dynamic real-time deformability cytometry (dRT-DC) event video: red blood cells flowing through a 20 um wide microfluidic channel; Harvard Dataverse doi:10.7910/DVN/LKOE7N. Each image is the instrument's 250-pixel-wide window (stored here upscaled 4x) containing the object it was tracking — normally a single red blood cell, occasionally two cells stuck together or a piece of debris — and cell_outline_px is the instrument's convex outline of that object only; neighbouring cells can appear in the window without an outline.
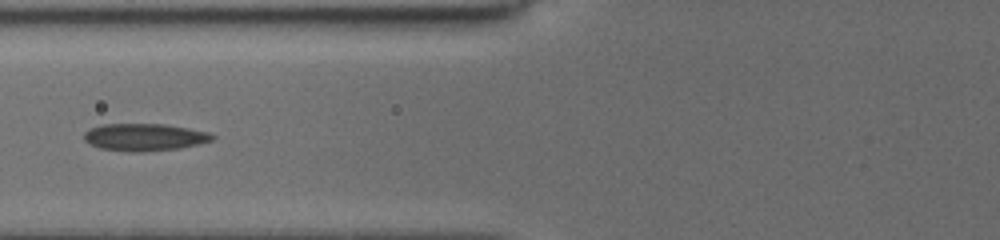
{"species": "common noctule bat (a hibernating species)", "species_latin": "Nyctalus noctula", "temperature_condition": "cold", "stored_images_in_passage": 9, "camera_frame_rate_fps": 3000, "um_per_image_px": 0.085, "animal": {"sex": "female", "body_mass_g": 19.5, "forearm_length_mm": 54.1}, "frame": {"image": 1, "passage_image": 7, "time_ms": 6.333, "image_size_px": [1000, 240], "cell_outline_px": [[216, 136], [212, 140], [200, 144], [180, 148], [144, 152], [132, 152], [100, 148], [88, 144], [84, 140], [84, 132], [88, 128], [100, 124], [164, 124], [188, 128], [208, 132]], "centroid_in_image_um": [12.25, 11.66], "position_along_channel_um": 113.6, "area_um2": 20.63}}
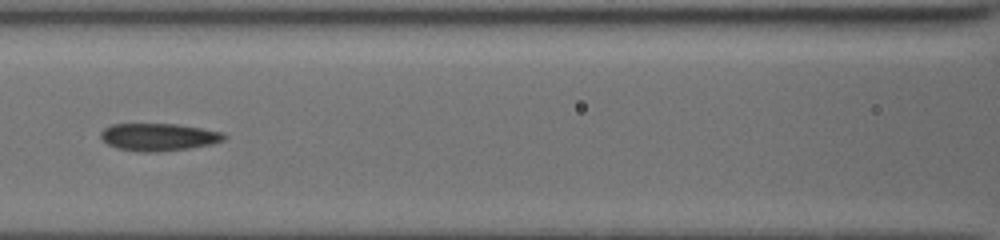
{"frame": {"image": 2, "passage_image": 8, "time_ms": 7.333, "image_size_px": [1000, 240], "cell_outline_px": [[228, 136], [224, 140], [212, 144], [188, 148], [156, 152], [140, 152], [116, 148], [108, 144], [100, 136], [100, 132], [104, 128], [112, 124], [176, 124], [224, 132]], "centroid_in_image_um": [13.49, 11.65], "position_along_channel_um": 153.1, "area_um2": 19.77}}
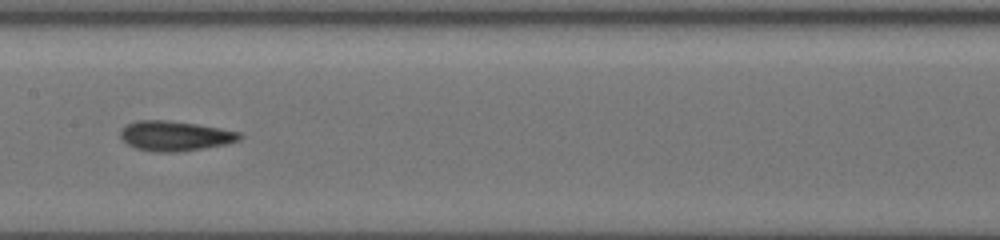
{"frame": {"image": 3, "passage_image": 9, "time_ms": 8.333, "image_size_px": [1000, 240], "cell_outline_px": [[244, 136], [240, 140], [228, 144], [180, 152], [152, 152], [136, 148], [128, 144], [120, 136], [120, 128], [136, 120], [168, 120], [196, 124], [220, 128], [240, 132]], "centroid_in_image_um": [14.89, 11.55], "position_along_channel_um": 192.5, "area_um2": 20.98}}